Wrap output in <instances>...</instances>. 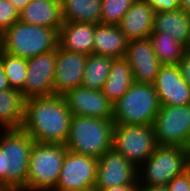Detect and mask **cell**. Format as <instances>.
I'll return each mask as SVG.
<instances>
[{
    "mask_svg": "<svg viewBox=\"0 0 190 191\" xmlns=\"http://www.w3.org/2000/svg\"><path fill=\"white\" fill-rule=\"evenodd\" d=\"M13 6L20 12L30 0H9Z\"/></svg>",
    "mask_w": 190,
    "mask_h": 191,
    "instance_id": "obj_36",
    "label": "cell"
},
{
    "mask_svg": "<svg viewBox=\"0 0 190 191\" xmlns=\"http://www.w3.org/2000/svg\"><path fill=\"white\" fill-rule=\"evenodd\" d=\"M0 62L10 87L21 91L25 99L27 59L0 50Z\"/></svg>",
    "mask_w": 190,
    "mask_h": 191,
    "instance_id": "obj_27",
    "label": "cell"
},
{
    "mask_svg": "<svg viewBox=\"0 0 190 191\" xmlns=\"http://www.w3.org/2000/svg\"><path fill=\"white\" fill-rule=\"evenodd\" d=\"M63 22L100 24L101 0H61Z\"/></svg>",
    "mask_w": 190,
    "mask_h": 191,
    "instance_id": "obj_24",
    "label": "cell"
},
{
    "mask_svg": "<svg viewBox=\"0 0 190 191\" xmlns=\"http://www.w3.org/2000/svg\"><path fill=\"white\" fill-rule=\"evenodd\" d=\"M154 13L145 0H136L118 26L128 41L146 39L153 31Z\"/></svg>",
    "mask_w": 190,
    "mask_h": 191,
    "instance_id": "obj_17",
    "label": "cell"
},
{
    "mask_svg": "<svg viewBox=\"0 0 190 191\" xmlns=\"http://www.w3.org/2000/svg\"><path fill=\"white\" fill-rule=\"evenodd\" d=\"M133 83L129 63L124 58L114 59L102 92L114 104L129 90Z\"/></svg>",
    "mask_w": 190,
    "mask_h": 191,
    "instance_id": "obj_22",
    "label": "cell"
},
{
    "mask_svg": "<svg viewBox=\"0 0 190 191\" xmlns=\"http://www.w3.org/2000/svg\"><path fill=\"white\" fill-rule=\"evenodd\" d=\"M152 32H165V35L173 37L185 46L190 34V13H185L180 9L156 11Z\"/></svg>",
    "mask_w": 190,
    "mask_h": 191,
    "instance_id": "obj_21",
    "label": "cell"
},
{
    "mask_svg": "<svg viewBox=\"0 0 190 191\" xmlns=\"http://www.w3.org/2000/svg\"><path fill=\"white\" fill-rule=\"evenodd\" d=\"M156 147L152 126L114 125L113 127L112 148L136 167L139 163L145 162Z\"/></svg>",
    "mask_w": 190,
    "mask_h": 191,
    "instance_id": "obj_7",
    "label": "cell"
},
{
    "mask_svg": "<svg viewBox=\"0 0 190 191\" xmlns=\"http://www.w3.org/2000/svg\"><path fill=\"white\" fill-rule=\"evenodd\" d=\"M63 97L72 115L113 118V103L103 94L102 90L78 86L68 91Z\"/></svg>",
    "mask_w": 190,
    "mask_h": 191,
    "instance_id": "obj_13",
    "label": "cell"
},
{
    "mask_svg": "<svg viewBox=\"0 0 190 191\" xmlns=\"http://www.w3.org/2000/svg\"><path fill=\"white\" fill-rule=\"evenodd\" d=\"M93 54L124 58L128 40L118 25L95 24Z\"/></svg>",
    "mask_w": 190,
    "mask_h": 191,
    "instance_id": "obj_20",
    "label": "cell"
},
{
    "mask_svg": "<svg viewBox=\"0 0 190 191\" xmlns=\"http://www.w3.org/2000/svg\"><path fill=\"white\" fill-rule=\"evenodd\" d=\"M160 109L153 84L134 82L129 90L113 104L114 125L152 126Z\"/></svg>",
    "mask_w": 190,
    "mask_h": 191,
    "instance_id": "obj_5",
    "label": "cell"
},
{
    "mask_svg": "<svg viewBox=\"0 0 190 191\" xmlns=\"http://www.w3.org/2000/svg\"><path fill=\"white\" fill-rule=\"evenodd\" d=\"M22 92L17 89L0 91V124L8 129H21L24 119Z\"/></svg>",
    "mask_w": 190,
    "mask_h": 191,
    "instance_id": "obj_23",
    "label": "cell"
},
{
    "mask_svg": "<svg viewBox=\"0 0 190 191\" xmlns=\"http://www.w3.org/2000/svg\"><path fill=\"white\" fill-rule=\"evenodd\" d=\"M98 160L94 191H100L114 186H129L135 184L140 176L138 167L128 161L113 148L105 152Z\"/></svg>",
    "mask_w": 190,
    "mask_h": 191,
    "instance_id": "obj_11",
    "label": "cell"
},
{
    "mask_svg": "<svg viewBox=\"0 0 190 191\" xmlns=\"http://www.w3.org/2000/svg\"><path fill=\"white\" fill-rule=\"evenodd\" d=\"M185 50L190 51V34H189V37H188L187 43H186V45H185Z\"/></svg>",
    "mask_w": 190,
    "mask_h": 191,
    "instance_id": "obj_39",
    "label": "cell"
},
{
    "mask_svg": "<svg viewBox=\"0 0 190 191\" xmlns=\"http://www.w3.org/2000/svg\"><path fill=\"white\" fill-rule=\"evenodd\" d=\"M88 55L69 52L57 46L54 95L63 96L81 86Z\"/></svg>",
    "mask_w": 190,
    "mask_h": 191,
    "instance_id": "obj_16",
    "label": "cell"
},
{
    "mask_svg": "<svg viewBox=\"0 0 190 191\" xmlns=\"http://www.w3.org/2000/svg\"><path fill=\"white\" fill-rule=\"evenodd\" d=\"M136 0H101L100 24L118 25Z\"/></svg>",
    "mask_w": 190,
    "mask_h": 191,
    "instance_id": "obj_28",
    "label": "cell"
},
{
    "mask_svg": "<svg viewBox=\"0 0 190 191\" xmlns=\"http://www.w3.org/2000/svg\"><path fill=\"white\" fill-rule=\"evenodd\" d=\"M178 66L183 79L190 86V51H185L183 58L178 63Z\"/></svg>",
    "mask_w": 190,
    "mask_h": 191,
    "instance_id": "obj_32",
    "label": "cell"
},
{
    "mask_svg": "<svg viewBox=\"0 0 190 191\" xmlns=\"http://www.w3.org/2000/svg\"><path fill=\"white\" fill-rule=\"evenodd\" d=\"M156 11L177 10L180 0H145Z\"/></svg>",
    "mask_w": 190,
    "mask_h": 191,
    "instance_id": "obj_31",
    "label": "cell"
},
{
    "mask_svg": "<svg viewBox=\"0 0 190 191\" xmlns=\"http://www.w3.org/2000/svg\"><path fill=\"white\" fill-rule=\"evenodd\" d=\"M161 64L178 65L185 53V46L165 32H152L148 37Z\"/></svg>",
    "mask_w": 190,
    "mask_h": 191,
    "instance_id": "obj_26",
    "label": "cell"
},
{
    "mask_svg": "<svg viewBox=\"0 0 190 191\" xmlns=\"http://www.w3.org/2000/svg\"><path fill=\"white\" fill-rule=\"evenodd\" d=\"M66 152L65 144L34 142L29 156L25 191L54 190Z\"/></svg>",
    "mask_w": 190,
    "mask_h": 191,
    "instance_id": "obj_6",
    "label": "cell"
},
{
    "mask_svg": "<svg viewBox=\"0 0 190 191\" xmlns=\"http://www.w3.org/2000/svg\"><path fill=\"white\" fill-rule=\"evenodd\" d=\"M72 113L63 96L34 97L24 101L21 129L34 142L65 144Z\"/></svg>",
    "mask_w": 190,
    "mask_h": 191,
    "instance_id": "obj_1",
    "label": "cell"
},
{
    "mask_svg": "<svg viewBox=\"0 0 190 191\" xmlns=\"http://www.w3.org/2000/svg\"><path fill=\"white\" fill-rule=\"evenodd\" d=\"M114 58L90 54L87 57L81 86L94 90H102L109 76Z\"/></svg>",
    "mask_w": 190,
    "mask_h": 191,
    "instance_id": "obj_25",
    "label": "cell"
},
{
    "mask_svg": "<svg viewBox=\"0 0 190 191\" xmlns=\"http://www.w3.org/2000/svg\"><path fill=\"white\" fill-rule=\"evenodd\" d=\"M113 127L112 119L72 115L67 150L98 159L112 149Z\"/></svg>",
    "mask_w": 190,
    "mask_h": 191,
    "instance_id": "obj_3",
    "label": "cell"
},
{
    "mask_svg": "<svg viewBox=\"0 0 190 191\" xmlns=\"http://www.w3.org/2000/svg\"><path fill=\"white\" fill-rule=\"evenodd\" d=\"M185 149H186V170L190 174V142L187 144Z\"/></svg>",
    "mask_w": 190,
    "mask_h": 191,
    "instance_id": "obj_38",
    "label": "cell"
},
{
    "mask_svg": "<svg viewBox=\"0 0 190 191\" xmlns=\"http://www.w3.org/2000/svg\"><path fill=\"white\" fill-rule=\"evenodd\" d=\"M153 86L160 105L185 106L190 104V86L183 79L178 65L162 64Z\"/></svg>",
    "mask_w": 190,
    "mask_h": 191,
    "instance_id": "obj_14",
    "label": "cell"
},
{
    "mask_svg": "<svg viewBox=\"0 0 190 191\" xmlns=\"http://www.w3.org/2000/svg\"><path fill=\"white\" fill-rule=\"evenodd\" d=\"M57 46L55 29L21 21L0 35V50L26 59L55 50Z\"/></svg>",
    "mask_w": 190,
    "mask_h": 191,
    "instance_id": "obj_4",
    "label": "cell"
},
{
    "mask_svg": "<svg viewBox=\"0 0 190 191\" xmlns=\"http://www.w3.org/2000/svg\"><path fill=\"white\" fill-rule=\"evenodd\" d=\"M168 191H190V174L187 170L175 176L167 185Z\"/></svg>",
    "mask_w": 190,
    "mask_h": 191,
    "instance_id": "obj_30",
    "label": "cell"
},
{
    "mask_svg": "<svg viewBox=\"0 0 190 191\" xmlns=\"http://www.w3.org/2000/svg\"><path fill=\"white\" fill-rule=\"evenodd\" d=\"M152 127L157 145L185 148L190 142V104L160 105Z\"/></svg>",
    "mask_w": 190,
    "mask_h": 191,
    "instance_id": "obj_8",
    "label": "cell"
},
{
    "mask_svg": "<svg viewBox=\"0 0 190 191\" xmlns=\"http://www.w3.org/2000/svg\"><path fill=\"white\" fill-rule=\"evenodd\" d=\"M19 21L45 26L59 32L63 24L61 0H30L19 12Z\"/></svg>",
    "mask_w": 190,
    "mask_h": 191,
    "instance_id": "obj_19",
    "label": "cell"
},
{
    "mask_svg": "<svg viewBox=\"0 0 190 191\" xmlns=\"http://www.w3.org/2000/svg\"><path fill=\"white\" fill-rule=\"evenodd\" d=\"M19 21V11L9 0H0V35Z\"/></svg>",
    "mask_w": 190,
    "mask_h": 191,
    "instance_id": "obj_29",
    "label": "cell"
},
{
    "mask_svg": "<svg viewBox=\"0 0 190 191\" xmlns=\"http://www.w3.org/2000/svg\"><path fill=\"white\" fill-rule=\"evenodd\" d=\"M9 82L7 80V77L5 75L4 69L2 67V64L0 62V91L2 90H8L10 89Z\"/></svg>",
    "mask_w": 190,
    "mask_h": 191,
    "instance_id": "obj_34",
    "label": "cell"
},
{
    "mask_svg": "<svg viewBox=\"0 0 190 191\" xmlns=\"http://www.w3.org/2000/svg\"><path fill=\"white\" fill-rule=\"evenodd\" d=\"M178 9L182 10L185 13H190V0H180Z\"/></svg>",
    "mask_w": 190,
    "mask_h": 191,
    "instance_id": "obj_37",
    "label": "cell"
},
{
    "mask_svg": "<svg viewBox=\"0 0 190 191\" xmlns=\"http://www.w3.org/2000/svg\"><path fill=\"white\" fill-rule=\"evenodd\" d=\"M95 24L63 22L58 32V46L69 52L93 54Z\"/></svg>",
    "mask_w": 190,
    "mask_h": 191,
    "instance_id": "obj_18",
    "label": "cell"
},
{
    "mask_svg": "<svg viewBox=\"0 0 190 191\" xmlns=\"http://www.w3.org/2000/svg\"><path fill=\"white\" fill-rule=\"evenodd\" d=\"M145 186H166L186 170V149L180 146L157 145L145 161Z\"/></svg>",
    "mask_w": 190,
    "mask_h": 191,
    "instance_id": "obj_9",
    "label": "cell"
},
{
    "mask_svg": "<svg viewBox=\"0 0 190 191\" xmlns=\"http://www.w3.org/2000/svg\"><path fill=\"white\" fill-rule=\"evenodd\" d=\"M0 138V184L7 191H25L34 140L22 129H8Z\"/></svg>",
    "mask_w": 190,
    "mask_h": 191,
    "instance_id": "obj_2",
    "label": "cell"
},
{
    "mask_svg": "<svg viewBox=\"0 0 190 191\" xmlns=\"http://www.w3.org/2000/svg\"><path fill=\"white\" fill-rule=\"evenodd\" d=\"M57 48L27 59L25 100L54 95Z\"/></svg>",
    "mask_w": 190,
    "mask_h": 191,
    "instance_id": "obj_12",
    "label": "cell"
},
{
    "mask_svg": "<svg viewBox=\"0 0 190 191\" xmlns=\"http://www.w3.org/2000/svg\"><path fill=\"white\" fill-rule=\"evenodd\" d=\"M98 160L67 150L53 191H93Z\"/></svg>",
    "mask_w": 190,
    "mask_h": 191,
    "instance_id": "obj_10",
    "label": "cell"
},
{
    "mask_svg": "<svg viewBox=\"0 0 190 191\" xmlns=\"http://www.w3.org/2000/svg\"><path fill=\"white\" fill-rule=\"evenodd\" d=\"M141 183H139V186H138V189L137 191H168L167 187L166 186H143V185H140Z\"/></svg>",
    "mask_w": 190,
    "mask_h": 191,
    "instance_id": "obj_35",
    "label": "cell"
},
{
    "mask_svg": "<svg viewBox=\"0 0 190 191\" xmlns=\"http://www.w3.org/2000/svg\"><path fill=\"white\" fill-rule=\"evenodd\" d=\"M124 59L129 63L136 83L153 84L162 65L149 38L128 41Z\"/></svg>",
    "mask_w": 190,
    "mask_h": 191,
    "instance_id": "obj_15",
    "label": "cell"
},
{
    "mask_svg": "<svg viewBox=\"0 0 190 191\" xmlns=\"http://www.w3.org/2000/svg\"><path fill=\"white\" fill-rule=\"evenodd\" d=\"M139 181L138 180L135 184H132V185H129V186H114V187H110V188H107V189H103V190H100V191H137L138 187L139 186Z\"/></svg>",
    "mask_w": 190,
    "mask_h": 191,
    "instance_id": "obj_33",
    "label": "cell"
},
{
    "mask_svg": "<svg viewBox=\"0 0 190 191\" xmlns=\"http://www.w3.org/2000/svg\"><path fill=\"white\" fill-rule=\"evenodd\" d=\"M0 191H7V190L0 184Z\"/></svg>",
    "mask_w": 190,
    "mask_h": 191,
    "instance_id": "obj_40",
    "label": "cell"
}]
</instances>
